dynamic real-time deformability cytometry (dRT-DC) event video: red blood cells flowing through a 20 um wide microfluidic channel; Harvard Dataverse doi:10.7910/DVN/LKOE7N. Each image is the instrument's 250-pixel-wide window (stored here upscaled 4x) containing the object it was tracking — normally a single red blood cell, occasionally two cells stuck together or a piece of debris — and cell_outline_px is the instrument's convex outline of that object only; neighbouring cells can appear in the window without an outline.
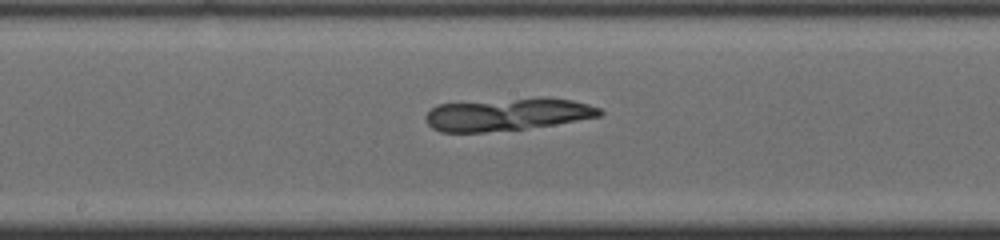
{"species": "common noctule bat (a hibernating species)", "species_latin": "Nyctalus noctula", "temperature_condition": "cold", "stored_images_in_passage": 51, "camera_frame_rate_fps": 3000, "um_per_image_px": 0.085, "animal": {"sex": "male", "body_mass_g": 19.0, "forearm_length_mm": 50.8}, "frame": {"image": 1, "passage_image": 26, "time_ms": 8.333, "image_size_px": [1000, 240], "cell_outline_px": [[604, 112], [600, 116], [552, 124], [524, 128], [484, 132], [440, 132], [432, 128], [428, 124], [424, 116], [436, 104], [544, 96], [548, 96], [572, 100], [588, 104], [600, 108]], "centroid_in_image_um": [43.11, 9.7], "position_along_channel_um": 205.1, "area_um2": 33.06}}
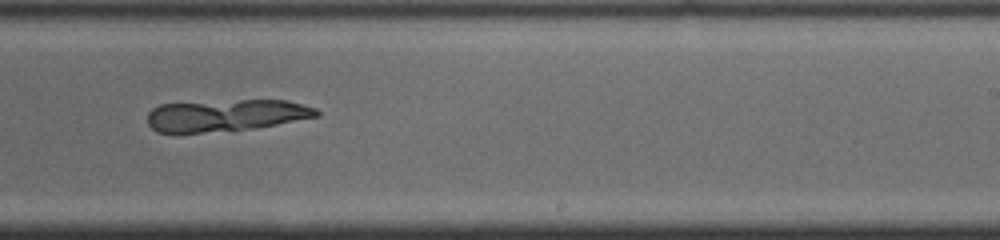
{"frame": {"image": 2, "passage_image": 31, "time_ms": 10.0, "image_size_px": [1000, 240], "cell_outline_px": [[320, 116], [256, 128], [200, 132], [156, 132], [148, 124], [148, 112], [152, 108], [160, 104], [240, 100], [288, 100], [304, 104], [316, 108], [320, 112]], "centroid_in_image_um": [19.25, 9.79], "position_along_channel_um": 269.8, "area_um2": 31.27}}
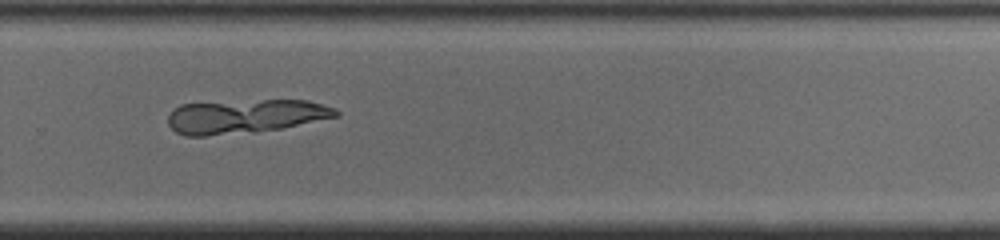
{"frame": {"image": 3, "passage_image": 34, "time_ms": 11.0, "image_size_px": [1000, 240], "cell_outline_px": [[340, 116], [280, 128], [252, 132], [204, 136], [184, 136], [176, 132], [168, 124], [168, 116], [172, 108], [180, 104], [264, 100], [308, 100], [336, 108], [340, 112]], "centroid_in_image_um": [20.84, 9.89], "position_along_channel_um": 309.0, "area_um2": 33.18}}